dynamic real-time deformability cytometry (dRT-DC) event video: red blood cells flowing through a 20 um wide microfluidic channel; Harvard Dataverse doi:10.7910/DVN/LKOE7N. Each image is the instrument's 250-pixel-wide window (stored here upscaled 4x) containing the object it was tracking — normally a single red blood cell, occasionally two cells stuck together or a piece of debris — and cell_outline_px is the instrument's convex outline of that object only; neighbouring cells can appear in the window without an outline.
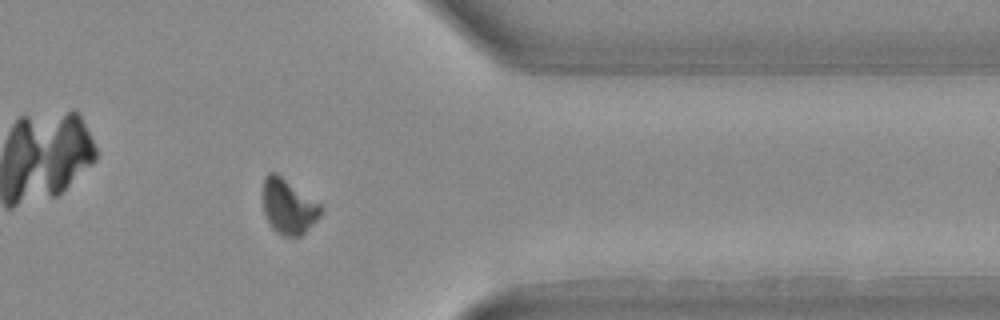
{"species": "Egyptian fruit bat (a non-hibernating species)", "species_latin": "Rousettus aegyptiacus", "temperature_condition": "warm", "stored_images_in_passage": 27, "camera_frame_rate_fps": 3000, "um_per_image_px": 0.085, "animal": {"sex": "female"}, "frame": {"image": 1, "passage_image": 20, "time_ms": 6.333, "image_size_px": [1000, 320], "cell_outline_px": [[324, 208], [320, 216], [300, 236], [284, 236], [276, 232], [272, 228], [264, 212], [264, 176], [268, 172], [276, 172], [320, 204]], "centroid_in_image_um": [24.52, 17.55], "position_along_channel_um": 386.9, "area_um2": 18.26}}